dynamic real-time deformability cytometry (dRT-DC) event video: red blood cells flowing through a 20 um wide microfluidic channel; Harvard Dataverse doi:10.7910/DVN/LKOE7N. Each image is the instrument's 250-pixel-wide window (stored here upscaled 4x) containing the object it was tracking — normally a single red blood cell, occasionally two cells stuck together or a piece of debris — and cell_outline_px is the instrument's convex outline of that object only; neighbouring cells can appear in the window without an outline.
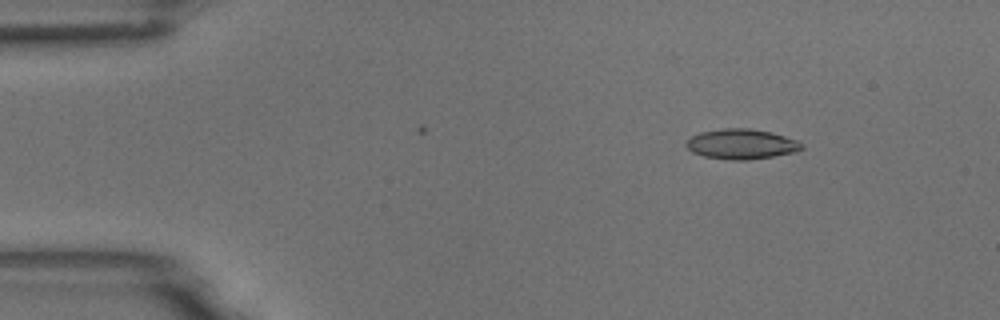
{"species": "common noctule bat (a hibernating species)", "species_latin": "Nyctalus noctula", "temperature_condition": "room temperature", "stored_images_in_passage": 10, "camera_frame_rate_fps": 3000, "um_per_image_px": 0.085, "animal": {"sex": "male", "body_mass_g": 18.8}, "frame": {"image": 1, "passage_image": 2, "time_ms": 0.333, "image_size_px": [1000, 320], "cell_outline_px": [[804, 148], [792, 152], [772, 156], [748, 160], [732, 160], [704, 156], [692, 152], [684, 144], [692, 136], [700, 132], [724, 128], [748, 128], [772, 132], [796, 140], [804, 144]], "centroid_in_image_um": [63.01, 12.24], "position_along_channel_um": 22.0, "area_um2": 20.11}}
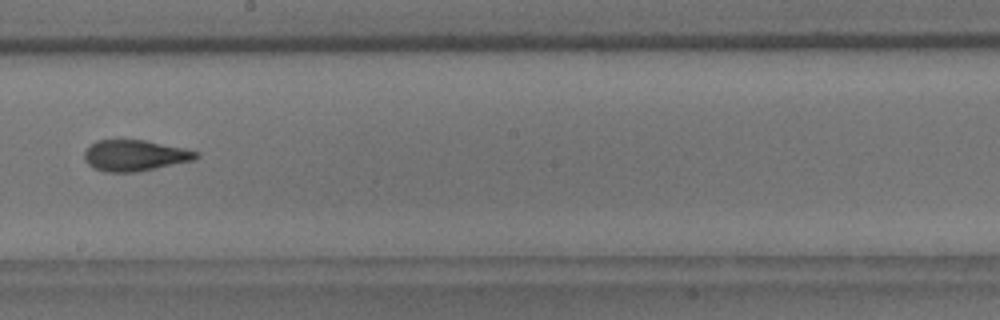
{"frame": {"image": 2, "passage_image": 9, "time_ms": 2.667, "image_size_px": [1000, 320], "cell_outline_px": [[200, 156], [192, 160], [156, 168], [136, 172], [104, 172], [92, 168], [84, 160], [84, 152], [96, 140], [144, 140], [184, 148], [200, 152]], "centroid_in_image_um": [11.44, 13.22], "position_along_channel_um": 236.8, "area_um2": 20.17}}
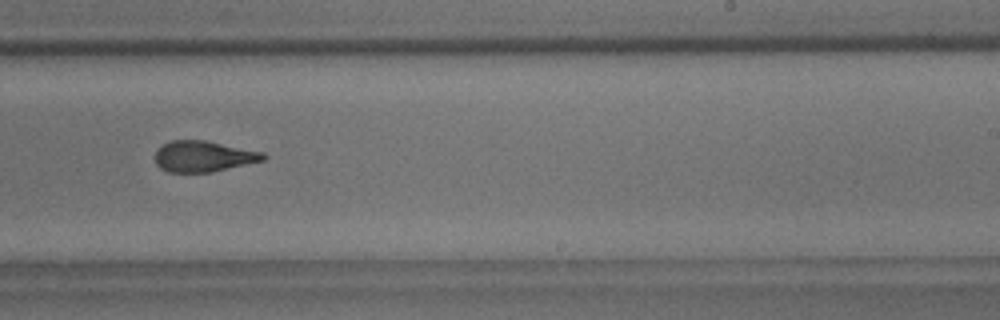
{"frame": {"image": 3, "passage_image": 10, "time_ms": 3.0, "image_size_px": [1000, 320], "cell_outline_px": [[268, 156], [264, 160], [212, 172], [168, 172], [160, 168], [156, 164], [156, 148], [172, 140], [204, 140], [264, 152]], "centroid_in_image_um": [17.29, 13.29], "position_along_channel_um": 271.7, "area_um2": 19.48}}